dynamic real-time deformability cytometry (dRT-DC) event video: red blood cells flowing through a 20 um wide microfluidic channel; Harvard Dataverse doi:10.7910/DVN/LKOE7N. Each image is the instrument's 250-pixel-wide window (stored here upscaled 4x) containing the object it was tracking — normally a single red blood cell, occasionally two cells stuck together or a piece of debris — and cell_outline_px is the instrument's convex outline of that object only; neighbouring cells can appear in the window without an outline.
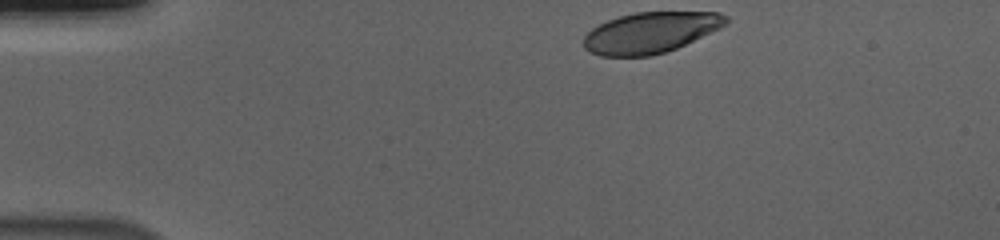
{"species": "human", "species_latin": "Homo sapiens", "temperature_condition": "cold", "stored_images_in_passage": 38, "camera_frame_rate_fps": 3000, "um_per_image_px": 0.085, "donor": {"sex": "male"}, "frame": {"image": 1, "passage_image": 1, "time_ms": 0.0, "image_size_px": [1000, 240], "cell_outline_px": [[728, 24], [720, 28], [676, 48], [652, 56], [600, 56], [584, 48], [584, 36], [592, 28], [608, 20], [620, 16], [636, 12], [720, 12], [728, 16]], "centroid_in_image_um": [55.31, 2.76], "position_along_channel_um": 29.7, "area_um2": 33.76}}
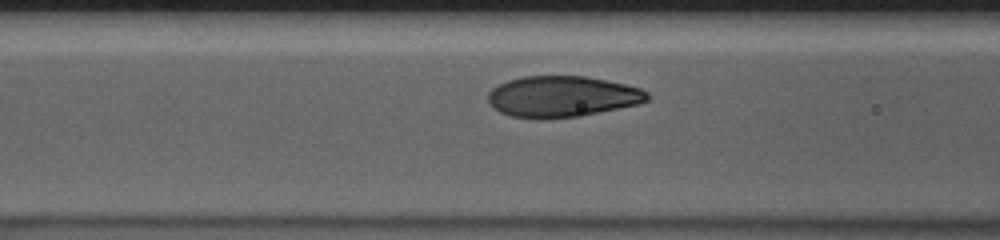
{"frame": {"image": 2, "passage_image": 14, "time_ms": 4.333, "image_size_px": [1000, 240], "cell_outline_px": [[648, 100], [640, 104], [580, 116], [512, 116], [500, 112], [488, 100], [488, 92], [492, 88], [508, 80], [524, 76], [584, 76], [624, 84], [640, 88], [648, 92]], "centroid_in_image_um": [47.83, 8.17], "position_along_channel_um": 118.8, "area_um2": 37.11}}
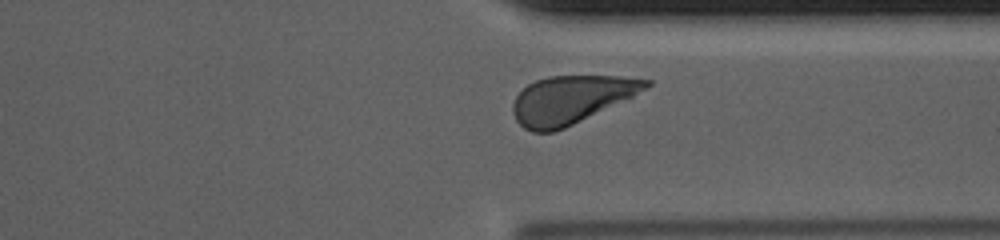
{"frame": {"image": 3, "passage_image": 34, "time_ms": 11.0, "image_size_px": [1000, 240], "cell_outline_px": [[652, 84], [648, 88], [632, 96], [564, 128], [552, 132], [532, 132], [524, 128], [516, 120], [512, 112], [512, 104], [516, 96], [528, 84], [536, 80], [548, 76], [620, 76], [652, 80]], "centroid_in_image_um": [48.51, 8.46], "position_along_channel_um": 362.9, "area_um2": 36.76}, "authors_computed_cell_mechanics": {"area_um2": 38.0613, "velocity_mm_per_s": 3.6562, "shape_relaxation_time_tau1_ms": 2.747, "shape_relaxation_time_tau2_ms": null, "deformation_change_tau1": 0.1456, "deformation_change_tau2": null}}